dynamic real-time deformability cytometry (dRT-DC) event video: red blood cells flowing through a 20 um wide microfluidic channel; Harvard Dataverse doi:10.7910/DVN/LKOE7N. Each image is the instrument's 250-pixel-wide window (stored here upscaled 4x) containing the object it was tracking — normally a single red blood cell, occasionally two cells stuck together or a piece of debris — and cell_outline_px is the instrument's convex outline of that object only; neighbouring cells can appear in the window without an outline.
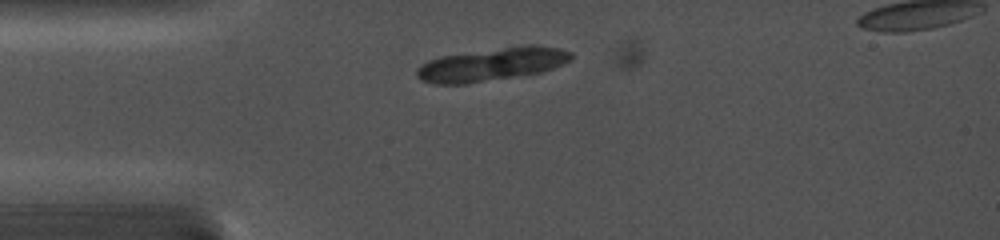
{"species": "common noctule bat (a hibernating species)", "species_latin": "Nyctalus noctula", "temperature_condition": "cold", "stored_images_in_passage": 3, "camera_frame_rate_fps": 5000, "um_per_image_px": 0.085, "animal": {"sex": "female", "body_mass_g": 19.0, "forearm_length_mm": 56.7}, "frame": {"image": 1, "passage_image": 2, "time_ms": 0.8, "image_size_px": [1000, 240], "cell_outline_px": [[572, 56], [568, 60], [552, 68], [540, 72], [464, 84], [436, 84], [420, 80], [416, 76], [416, 68], [420, 64], [428, 60], [440, 56], [528, 44], [532, 44], [556, 48], [572, 52]], "centroid_in_image_um": [41.72, 5.46], "position_along_channel_um": 43.3, "area_um2": 29.36}}